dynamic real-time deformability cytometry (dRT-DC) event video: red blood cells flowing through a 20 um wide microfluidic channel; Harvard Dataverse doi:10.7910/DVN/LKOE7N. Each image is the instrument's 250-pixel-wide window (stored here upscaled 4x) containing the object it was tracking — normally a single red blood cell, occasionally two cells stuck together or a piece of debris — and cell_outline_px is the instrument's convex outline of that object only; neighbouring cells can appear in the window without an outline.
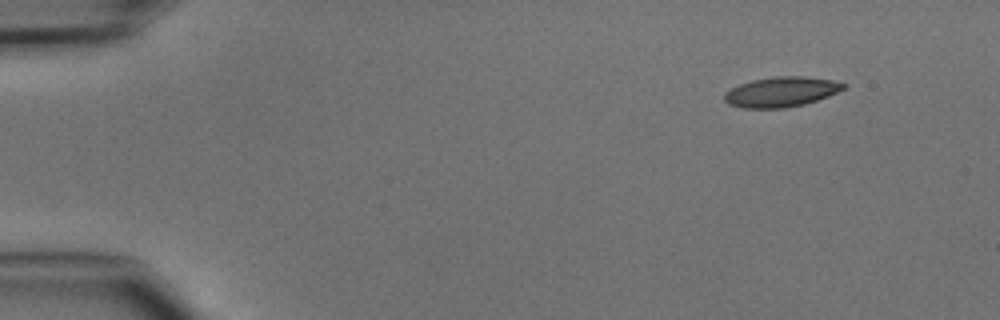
{"species": "common noctule bat (a hibernating species)", "species_latin": "Nyctalus noctula", "temperature_condition": "cold", "stored_images_in_passage": 43, "camera_frame_rate_fps": 3000, "um_per_image_px": 0.085, "animal": {"sex": "male", "body_mass_g": 15.6}, "frame": {"image": 1, "passage_image": 1, "time_ms": 0.0, "image_size_px": [1000, 320], "cell_outline_px": [[848, 84], [844, 88], [828, 96], [804, 104], [784, 108], [744, 108], [728, 104], [724, 100], [724, 92], [740, 84], [752, 80], [776, 76], [804, 76], [832, 80]], "centroid_in_image_um": [66.39, 7.81], "position_along_channel_um": 18.6, "area_um2": 20.75}}
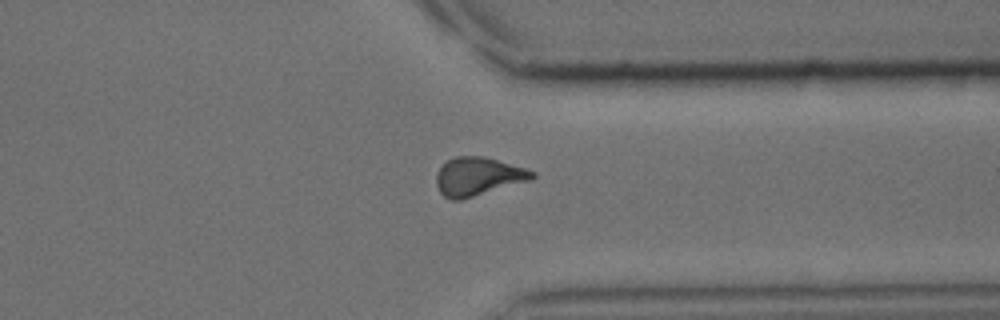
{"frame": {"image": 2, "passage_image": 33, "time_ms": 10.667, "image_size_px": [1000, 320], "cell_outline_px": [[536, 176], [532, 180], [460, 200], [452, 200], [444, 196], [440, 192], [436, 184], [436, 172], [448, 160], [456, 156], [484, 156], [524, 168], [536, 172]], "centroid_in_image_um": [40.64, 15.0], "position_along_channel_um": 370.8, "area_um2": 21.39}}
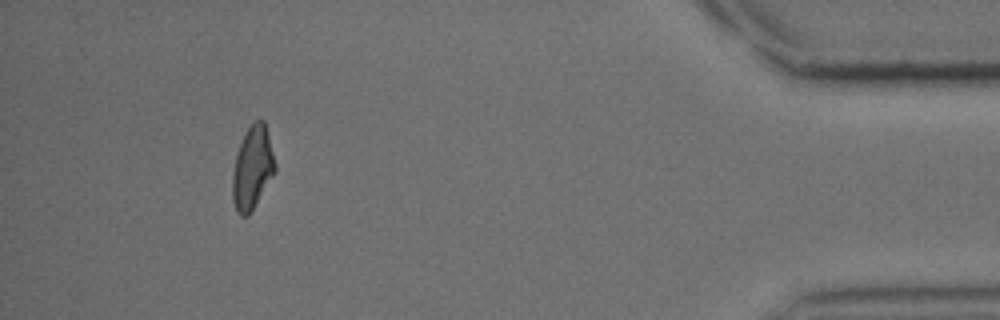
{"frame": {"image": 3, "passage_image": 40, "time_ms": 13.0, "image_size_px": [1000, 320], "cell_outline_px": [[276, 172], [252, 212], [248, 216], [240, 216], [236, 212], [232, 200], [232, 172], [236, 156], [244, 132], [256, 120], [264, 120], [276, 164]], "centroid_in_image_um": [21.45, 14.33], "position_along_channel_um": 413.7, "area_um2": 20.87}}